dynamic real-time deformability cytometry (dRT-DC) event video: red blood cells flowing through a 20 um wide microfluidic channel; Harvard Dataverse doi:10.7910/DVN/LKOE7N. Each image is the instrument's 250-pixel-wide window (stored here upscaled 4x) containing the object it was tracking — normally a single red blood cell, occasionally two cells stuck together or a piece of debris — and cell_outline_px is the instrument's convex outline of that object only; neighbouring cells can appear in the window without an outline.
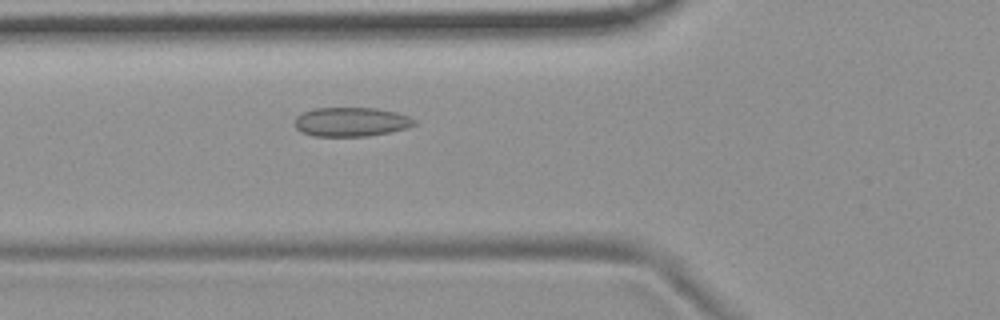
{"species": "common noctule bat (a hibernating species)", "species_latin": "Nyctalus noctula", "temperature_condition": "room temperature", "stored_images_in_passage": 35, "camera_frame_rate_fps": 3000, "um_per_image_px": 0.085, "animal": {"sex": "female", "body_mass_g": 19.9}, "frame": {"image": 1, "passage_image": 6, "time_ms": 1.667, "image_size_px": [1000, 320], "cell_outline_px": [[416, 124], [408, 128], [368, 136], [312, 136], [300, 132], [296, 128], [296, 116], [312, 108], [376, 108], [396, 112], [408, 116], [416, 120]], "centroid_in_image_um": [29.85, 10.36], "position_along_channel_um": 96.0, "area_um2": 20.35}}
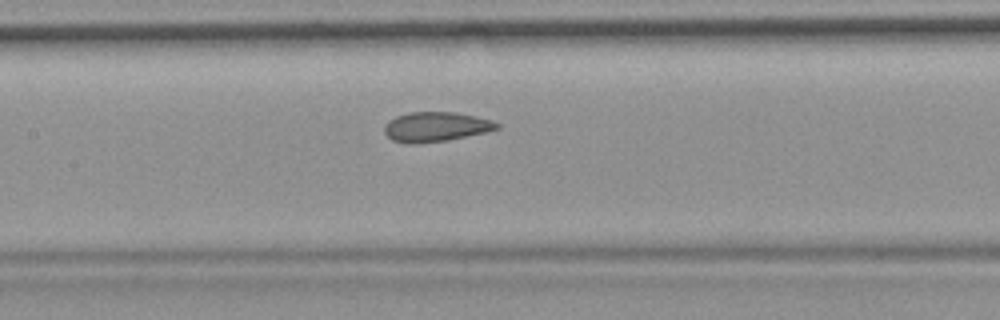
{"frame": {"image": 2, "passage_image": 12, "time_ms": 3.667, "image_size_px": [1000, 320], "cell_outline_px": [[500, 128], [488, 132], [448, 140], [416, 144], [408, 144], [392, 140], [384, 132], [384, 124], [388, 120], [396, 116], [408, 112], [456, 112], [476, 116], [500, 124]], "centroid_in_image_um": [37.02, 10.78], "position_along_channel_um": 170.4, "area_um2": 19.65}}
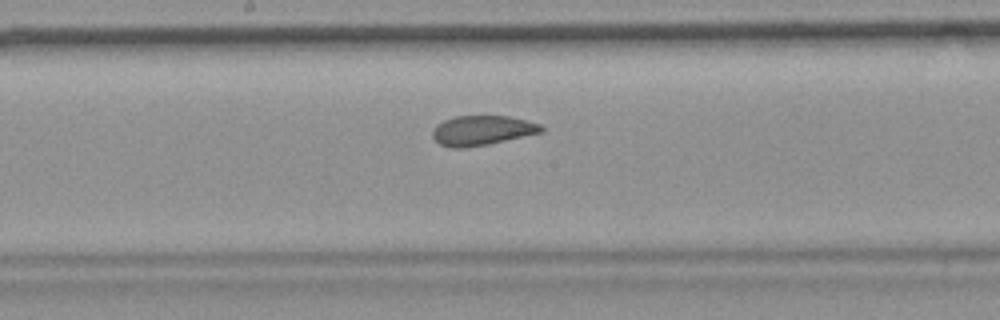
{"frame": {"image": 3, "passage_image": 15, "time_ms": 4.667, "image_size_px": [1000, 320], "cell_outline_px": [[544, 132], [488, 144], [460, 148], [452, 148], [440, 144], [432, 136], [432, 132], [436, 124], [444, 120], [456, 116], [508, 116], [540, 124], [544, 128]], "centroid_in_image_um": [40.97, 11.08], "position_along_channel_um": 207.2, "area_um2": 18.73}, "authors_computed_cell_mechanics": {"area_um2": 19.4208, "velocity_mm_per_s": 3.6978, "shape_relaxation_time_tau1_ms": null, "shape_relaxation_time_tau2_ms": 2.1812, "deformation_change_tau1": null, "deformation_change_tau2": 0.0734}}